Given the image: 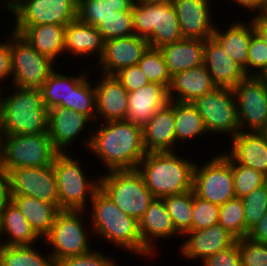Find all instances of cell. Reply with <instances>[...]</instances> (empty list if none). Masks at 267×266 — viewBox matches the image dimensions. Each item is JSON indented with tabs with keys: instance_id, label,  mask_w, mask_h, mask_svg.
Masks as SVG:
<instances>
[{
	"instance_id": "obj_1",
	"label": "cell",
	"mask_w": 267,
	"mask_h": 266,
	"mask_svg": "<svg viewBox=\"0 0 267 266\" xmlns=\"http://www.w3.org/2000/svg\"><path fill=\"white\" fill-rule=\"evenodd\" d=\"M93 133L86 146L105 164L106 171L134 170L147 153L143 143L142 126L127 120L103 123Z\"/></svg>"
},
{
	"instance_id": "obj_2",
	"label": "cell",
	"mask_w": 267,
	"mask_h": 266,
	"mask_svg": "<svg viewBox=\"0 0 267 266\" xmlns=\"http://www.w3.org/2000/svg\"><path fill=\"white\" fill-rule=\"evenodd\" d=\"M195 164L174 151L147 152L136 169L153 196L163 198L192 190Z\"/></svg>"
},
{
	"instance_id": "obj_3",
	"label": "cell",
	"mask_w": 267,
	"mask_h": 266,
	"mask_svg": "<svg viewBox=\"0 0 267 266\" xmlns=\"http://www.w3.org/2000/svg\"><path fill=\"white\" fill-rule=\"evenodd\" d=\"M90 206L94 234L133 254L152 255L143 246L138 220L125 214L100 188L94 193Z\"/></svg>"
},
{
	"instance_id": "obj_4",
	"label": "cell",
	"mask_w": 267,
	"mask_h": 266,
	"mask_svg": "<svg viewBox=\"0 0 267 266\" xmlns=\"http://www.w3.org/2000/svg\"><path fill=\"white\" fill-rule=\"evenodd\" d=\"M12 90L7 97L0 94V135L48 133V109L40 89Z\"/></svg>"
},
{
	"instance_id": "obj_5",
	"label": "cell",
	"mask_w": 267,
	"mask_h": 266,
	"mask_svg": "<svg viewBox=\"0 0 267 266\" xmlns=\"http://www.w3.org/2000/svg\"><path fill=\"white\" fill-rule=\"evenodd\" d=\"M134 35L147 39L149 47L183 39L172 3L156 0H135L132 5Z\"/></svg>"
},
{
	"instance_id": "obj_6",
	"label": "cell",
	"mask_w": 267,
	"mask_h": 266,
	"mask_svg": "<svg viewBox=\"0 0 267 266\" xmlns=\"http://www.w3.org/2000/svg\"><path fill=\"white\" fill-rule=\"evenodd\" d=\"M59 152L48 133L0 135V170L52 165Z\"/></svg>"
},
{
	"instance_id": "obj_7",
	"label": "cell",
	"mask_w": 267,
	"mask_h": 266,
	"mask_svg": "<svg viewBox=\"0 0 267 266\" xmlns=\"http://www.w3.org/2000/svg\"><path fill=\"white\" fill-rule=\"evenodd\" d=\"M69 154L58 153L52 164L58 189V209L86 210L88 200L90 203L94 193L100 188L99 178L86 179L79 159H74Z\"/></svg>"
},
{
	"instance_id": "obj_8",
	"label": "cell",
	"mask_w": 267,
	"mask_h": 266,
	"mask_svg": "<svg viewBox=\"0 0 267 266\" xmlns=\"http://www.w3.org/2000/svg\"><path fill=\"white\" fill-rule=\"evenodd\" d=\"M100 189L127 215L140 220L155 199L141 174L134 170H113L99 177Z\"/></svg>"
},
{
	"instance_id": "obj_9",
	"label": "cell",
	"mask_w": 267,
	"mask_h": 266,
	"mask_svg": "<svg viewBox=\"0 0 267 266\" xmlns=\"http://www.w3.org/2000/svg\"><path fill=\"white\" fill-rule=\"evenodd\" d=\"M83 213L84 210H60L57 213L49 234L44 238L47 246L52 247L53 260L61 261L92 250L86 226L80 219Z\"/></svg>"
},
{
	"instance_id": "obj_10",
	"label": "cell",
	"mask_w": 267,
	"mask_h": 266,
	"mask_svg": "<svg viewBox=\"0 0 267 266\" xmlns=\"http://www.w3.org/2000/svg\"><path fill=\"white\" fill-rule=\"evenodd\" d=\"M192 190L197 197L218 206L235 198L230 156L223 152L200 167L195 164Z\"/></svg>"
},
{
	"instance_id": "obj_11",
	"label": "cell",
	"mask_w": 267,
	"mask_h": 266,
	"mask_svg": "<svg viewBox=\"0 0 267 266\" xmlns=\"http://www.w3.org/2000/svg\"><path fill=\"white\" fill-rule=\"evenodd\" d=\"M11 84L20 88L39 89L56 70L51 58L39 54L19 34L11 32Z\"/></svg>"
},
{
	"instance_id": "obj_12",
	"label": "cell",
	"mask_w": 267,
	"mask_h": 266,
	"mask_svg": "<svg viewBox=\"0 0 267 266\" xmlns=\"http://www.w3.org/2000/svg\"><path fill=\"white\" fill-rule=\"evenodd\" d=\"M202 116L209 134H228L233 138L239 131L237 105L231 88L216 87L212 92L192 102Z\"/></svg>"
},
{
	"instance_id": "obj_13",
	"label": "cell",
	"mask_w": 267,
	"mask_h": 266,
	"mask_svg": "<svg viewBox=\"0 0 267 266\" xmlns=\"http://www.w3.org/2000/svg\"><path fill=\"white\" fill-rule=\"evenodd\" d=\"M233 91L240 131L266 132L267 84L258 76H246Z\"/></svg>"
},
{
	"instance_id": "obj_14",
	"label": "cell",
	"mask_w": 267,
	"mask_h": 266,
	"mask_svg": "<svg viewBox=\"0 0 267 266\" xmlns=\"http://www.w3.org/2000/svg\"><path fill=\"white\" fill-rule=\"evenodd\" d=\"M7 175L9 195L34 197L58 208V189L53 165L16 168Z\"/></svg>"
},
{
	"instance_id": "obj_15",
	"label": "cell",
	"mask_w": 267,
	"mask_h": 266,
	"mask_svg": "<svg viewBox=\"0 0 267 266\" xmlns=\"http://www.w3.org/2000/svg\"><path fill=\"white\" fill-rule=\"evenodd\" d=\"M15 27L67 25L77 19V0H26L13 12Z\"/></svg>"
},
{
	"instance_id": "obj_16",
	"label": "cell",
	"mask_w": 267,
	"mask_h": 266,
	"mask_svg": "<svg viewBox=\"0 0 267 266\" xmlns=\"http://www.w3.org/2000/svg\"><path fill=\"white\" fill-rule=\"evenodd\" d=\"M149 47L147 39L136 35L114 38L104 42L103 54L98 59L105 75H115L121 69L137 65Z\"/></svg>"
},
{
	"instance_id": "obj_17",
	"label": "cell",
	"mask_w": 267,
	"mask_h": 266,
	"mask_svg": "<svg viewBox=\"0 0 267 266\" xmlns=\"http://www.w3.org/2000/svg\"><path fill=\"white\" fill-rule=\"evenodd\" d=\"M209 3V0H176L172 3L183 38L204 41L212 38L216 24H213Z\"/></svg>"
},
{
	"instance_id": "obj_18",
	"label": "cell",
	"mask_w": 267,
	"mask_h": 266,
	"mask_svg": "<svg viewBox=\"0 0 267 266\" xmlns=\"http://www.w3.org/2000/svg\"><path fill=\"white\" fill-rule=\"evenodd\" d=\"M185 236L188 239L180 247L182 255L193 260L200 258L201 262L237 241L234 235L219 224L201 230H191Z\"/></svg>"
},
{
	"instance_id": "obj_19",
	"label": "cell",
	"mask_w": 267,
	"mask_h": 266,
	"mask_svg": "<svg viewBox=\"0 0 267 266\" xmlns=\"http://www.w3.org/2000/svg\"><path fill=\"white\" fill-rule=\"evenodd\" d=\"M95 86V119L100 116L104 122L126 120L128 91L115 75L102 74ZM99 114V115H98Z\"/></svg>"
},
{
	"instance_id": "obj_20",
	"label": "cell",
	"mask_w": 267,
	"mask_h": 266,
	"mask_svg": "<svg viewBox=\"0 0 267 266\" xmlns=\"http://www.w3.org/2000/svg\"><path fill=\"white\" fill-rule=\"evenodd\" d=\"M88 123L91 120L86 115L72 109L57 106L48 110V134L54 148L65 153Z\"/></svg>"
},
{
	"instance_id": "obj_21",
	"label": "cell",
	"mask_w": 267,
	"mask_h": 266,
	"mask_svg": "<svg viewBox=\"0 0 267 266\" xmlns=\"http://www.w3.org/2000/svg\"><path fill=\"white\" fill-rule=\"evenodd\" d=\"M203 65L217 87L233 89L247 76L213 37L204 41Z\"/></svg>"
},
{
	"instance_id": "obj_22",
	"label": "cell",
	"mask_w": 267,
	"mask_h": 266,
	"mask_svg": "<svg viewBox=\"0 0 267 266\" xmlns=\"http://www.w3.org/2000/svg\"><path fill=\"white\" fill-rule=\"evenodd\" d=\"M216 87L208 70L201 65L171 76L168 98L169 101L192 103Z\"/></svg>"
},
{
	"instance_id": "obj_23",
	"label": "cell",
	"mask_w": 267,
	"mask_h": 266,
	"mask_svg": "<svg viewBox=\"0 0 267 266\" xmlns=\"http://www.w3.org/2000/svg\"><path fill=\"white\" fill-rule=\"evenodd\" d=\"M168 102V89L162 84L150 82L128 92L126 120L144 126Z\"/></svg>"
},
{
	"instance_id": "obj_24",
	"label": "cell",
	"mask_w": 267,
	"mask_h": 266,
	"mask_svg": "<svg viewBox=\"0 0 267 266\" xmlns=\"http://www.w3.org/2000/svg\"><path fill=\"white\" fill-rule=\"evenodd\" d=\"M227 153L236 163L267 175V132L239 131Z\"/></svg>"
},
{
	"instance_id": "obj_25",
	"label": "cell",
	"mask_w": 267,
	"mask_h": 266,
	"mask_svg": "<svg viewBox=\"0 0 267 266\" xmlns=\"http://www.w3.org/2000/svg\"><path fill=\"white\" fill-rule=\"evenodd\" d=\"M174 122V101H169L142 126L146 152L173 151L175 145Z\"/></svg>"
},
{
	"instance_id": "obj_26",
	"label": "cell",
	"mask_w": 267,
	"mask_h": 266,
	"mask_svg": "<svg viewBox=\"0 0 267 266\" xmlns=\"http://www.w3.org/2000/svg\"><path fill=\"white\" fill-rule=\"evenodd\" d=\"M138 222L143 246L152 255L156 249L153 245L154 240L180 235L175 230L163 198H155Z\"/></svg>"
},
{
	"instance_id": "obj_27",
	"label": "cell",
	"mask_w": 267,
	"mask_h": 266,
	"mask_svg": "<svg viewBox=\"0 0 267 266\" xmlns=\"http://www.w3.org/2000/svg\"><path fill=\"white\" fill-rule=\"evenodd\" d=\"M65 26L55 24L17 26L13 32L25 39L39 54L55 62L58 55L65 52Z\"/></svg>"
},
{
	"instance_id": "obj_28",
	"label": "cell",
	"mask_w": 267,
	"mask_h": 266,
	"mask_svg": "<svg viewBox=\"0 0 267 266\" xmlns=\"http://www.w3.org/2000/svg\"><path fill=\"white\" fill-rule=\"evenodd\" d=\"M104 39L96 27L76 19L65 26L64 51L86 58L95 53L100 57L104 50ZM95 52V53H94ZM78 55V56H77Z\"/></svg>"
},
{
	"instance_id": "obj_29",
	"label": "cell",
	"mask_w": 267,
	"mask_h": 266,
	"mask_svg": "<svg viewBox=\"0 0 267 266\" xmlns=\"http://www.w3.org/2000/svg\"><path fill=\"white\" fill-rule=\"evenodd\" d=\"M159 49L171 76L203 65L204 40L183 38Z\"/></svg>"
},
{
	"instance_id": "obj_30",
	"label": "cell",
	"mask_w": 267,
	"mask_h": 266,
	"mask_svg": "<svg viewBox=\"0 0 267 266\" xmlns=\"http://www.w3.org/2000/svg\"><path fill=\"white\" fill-rule=\"evenodd\" d=\"M215 27L212 37L223 47L230 58L235 61L247 75L248 47L255 32L252 21L232 23L226 31Z\"/></svg>"
},
{
	"instance_id": "obj_31",
	"label": "cell",
	"mask_w": 267,
	"mask_h": 266,
	"mask_svg": "<svg viewBox=\"0 0 267 266\" xmlns=\"http://www.w3.org/2000/svg\"><path fill=\"white\" fill-rule=\"evenodd\" d=\"M9 199L26 217L35 234L44 239L49 234L55 217L60 210L52 203H47L34 197L9 195Z\"/></svg>"
},
{
	"instance_id": "obj_32",
	"label": "cell",
	"mask_w": 267,
	"mask_h": 266,
	"mask_svg": "<svg viewBox=\"0 0 267 266\" xmlns=\"http://www.w3.org/2000/svg\"><path fill=\"white\" fill-rule=\"evenodd\" d=\"M8 235L2 245L31 246L38 240V236L31 229L26 217L9 199L0 214V237Z\"/></svg>"
},
{
	"instance_id": "obj_33",
	"label": "cell",
	"mask_w": 267,
	"mask_h": 266,
	"mask_svg": "<svg viewBox=\"0 0 267 266\" xmlns=\"http://www.w3.org/2000/svg\"><path fill=\"white\" fill-rule=\"evenodd\" d=\"M87 72L79 76H69V95L66 109H72L95 121V85L89 81ZM93 85V86H92Z\"/></svg>"
},
{
	"instance_id": "obj_34",
	"label": "cell",
	"mask_w": 267,
	"mask_h": 266,
	"mask_svg": "<svg viewBox=\"0 0 267 266\" xmlns=\"http://www.w3.org/2000/svg\"><path fill=\"white\" fill-rule=\"evenodd\" d=\"M135 0H77V19L88 25L98 24L114 12L132 10Z\"/></svg>"
},
{
	"instance_id": "obj_35",
	"label": "cell",
	"mask_w": 267,
	"mask_h": 266,
	"mask_svg": "<svg viewBox=\"0 0 267 266\" xmlns=\"http://www.w3.org/2000/svg\"><path fill=\"white\" fill-rule=\"evenodd\" d=\"M175 144L208 134L202 116L192 103L174 101Z\"/></svg>"
},
{
	"instance_id": "obj_36",
	"label": "cell",
	"mask_w": 267,
	"mask_h": 266,
	"mask_svg": "<svg viewBox=\"0 0 267 266\" xmlns=\"http://www.w3.org/2000/svg\"><path fill=\"white\" fill-rule=\"evenodd\" d=\"M175 230L183 237L191 231L193 213V190L178 195L163 197Z\"/></svg>"
},
{
	"instance_id": "obj_37",
	"label": "cell",
	"mask_w": 267,
	"mask_h": 266,
	"mask_svg": "<svg viewBox=\"0 0 267 266\" xmlns=\"http://www.w3.org/2000/svg\"><path fill=\"white\" fill-rule=\"evenodd\" d=\"M34 246H8L0 247L1 266H48L52 256L42 255Z\"/></svg>"
},
{
	"instance_id": "obj_38",
	"label": "cell",
	"mask_w": 267,
	"mask_h": 266,
	"mask_svg": "<svg viewBox=\"0 0 267 266\" xmlns=\"http://www.w3.org/2000/svg\"><path fill=\"white\" fill-rule=\"evenodd\" d=\"M218 224L223 226L237 239L248 235L249 230L245 226L242 198L235 197L219 206Z\"/></svg>"
},
{
	"instance_id": "obj_39",
	"label": "cell",
	"mask_w": 267,
	"mask_h": 266,
	"mask_svg": "<svg viewBox=\"0 0 267 266\" xmlns=\"http://www.w3.org/2000/svg\"><path fill=\"white\" fill-rule=\"evenodd\" d=\"M39 89L43 104L48 110L57 106L66 108L69 95V75L65 76L54 70Z\"/></svg>"
},
{
	"instance_id": "obj_40",
	"label": "cell",
	"mask_w": 267,
	"mask_h": 266,
	"mask_svg": "<svg viewBox=\"0 0 267 266\" xmlns=\"http://www.w3.org/2000/svg\"><path fill=\"white\" fill-rule=\"evenodd\" d=\"M138 65L149 82L162 84L168 89L171 82V75L159 48L148 47L143 53Z\"/></svg>"
},
{
	"instance_id": "obj_41",
	"label": "cell",
	"mask_w": 267,
	"mask_h": 266,
	"mask_svg": "<svg viewBox=\"0 0 267 266\" xmlns=\"http://www.w3.org/2000/svg\"><path fill=\"white\" fill-rule=\"evenodd\" d=\"M230 165L233 172L235 197L243 198L254 189L267 184V175L256 171L251 167L242 166L230 157Z\"/></svg>"
},
{
	"instance_id": "obj_42",
	"label": "cell",
	"mask_w": 267,
	"mask_h": 266,
	"mask_svg": "<svg viewBox=\"0 0 267 266\" xmlns=\"http://www.w3.org/2000/svg\"><path fill=\"white\" fill-rule=\"evenodd\" d=\"M132 10L114 12L113 15L103 19L97 30L100 32L104 41L134 35Z\"/></svg>"
},
{
	"instance_id": "obj_43",
	"label": "cell",
	"mask_w": 267,
	"mask_h": 266,
	"mask_svg": "<svg viewBox=\"0 0 267 266\" xmlns=\"http://www.w3.org/2000/svg\"><path fill=\"white\" fill-rule=\"evenodd\" d=\"M245 226L250 230L267 212V184L254 189L242 198Z\"/></svg>"
},
{
	"instance_id": "obj_44",
	"label": "cell",
	"mask_w": 267,
	"mask_h": 266,
	"mask_svg": "<svg viewBox=\"0 0 267 266\" xmlns=\"http://www.w3.org/2000/svg\"><path fill=\"white\" fill-rule=\"evenodd\" d=\"M219 206L197 197L193 191V213L191 230H201L217 225Z\"/></svg>"
},
{
	"instance_id": "obj_45",
	"label": "cell",
	"mask_w": 267,
	"mask_h": 266,
	"mask_svg": "<svg viewBox=\"0 0 267 266\" xmlns=\"http://www.w3.org/2000/svg\"><path fill=\"white\" fill-rule=\"evenodd\" d=\"M242 266H267V244L249 239H237Z\"/></svg>"
},
{
	"instance_id": "obj_46",
	"label": "cell",
	"mask_w": 267,
	"mask_h": 266,
	"mask_svg": "<svg viewBox=\"0 0 267 266\" xmlns=\"http://www.w3.org/2000/svg\"><path fill=\"white\" fill-rule=\"evenodd\" d=\"M267 66V44L254 32L248 47L247 76H258Z\"/></svg>"
},
{
	"instance_id": "obj_47",
	"label": "cell",
	"mask_w": 267,
	"mask_h": 266,
	"mask_svg": "<svg viewBox=\"0 0 267 266\" xmlns=\"http://www.w3.org/2000/svg\"><path fill=\"white\" fill-rule=\"evenodd\" d=\"M115 77L128 92L137 90L150 83L138 64L121 69L115 74Z\"/></svg>"
},
{
	"instance_id": "obj_48",
	"label": "cell",
	"mask_w": 267,
	"mask_h": 266,
	"mask_svg": "<svg viewBox=\"0 0 267 266\" xmlns=\"http://www.w3.org/2000/svg\"><path fill=\"white\" fill-rule=\"evenodd\" d=\"M64 266H117V264L100 251L90 250L89 252L65 258L61 260Z\"/></svg>"
},
{
	"instance_id": "obj_49",
	"label": "cell",
	"mask_w": 267,
	"mask_h": 266,
	"mask_svg": "<svg viewBox=\"0 0 267 266\" xmlns=\"http://www.w3.org/2000/svg\"><path fill=\"white\" fill-rule=\"evenodd\" d=\"M202 263L203 266H242L237 241L229 248L206 258Z\"/></svg>"
},
{
	"instance_id": "obj_50",
	"label": "cell",
	"mask_w": 267,
	"mask_h": 266,
	"mask_svg": "<svg viewBox=\"0 0 267 266\" xmlns=\"http://www.w3.org/2000/svg\"><path fill=\"white\" fill-rule=\"evenodd\" d=\"M7 42L0 43V82L12 78V60H11V36L8 35Z\"/></svg>"
},
{
	"instance_id": "obj_51",
	"label": "cell",
	"mask_w": 267,
	"mask_h": 266,
	"mask_svg": "<svg viewBox=\"0 0 267 266\" xmlns=\"http://www.w3.org/2000/svg\"><path fill=\"white\" fill-rule=\"evenodd\" d=\"M247 237L257 242L267 244V212L250 230Z\"/></svg>"
},
{
	"instance_id": "obj_52",
	"label": "cell",
	"mask_w": 267,
	"mask_h": 266,
	"mask_svg": "<svg viewBox=\"0 0 267 266\" xmlns=\"http://www.w3.org/2000/svg\"><path fill=\"white\" fill-rule=\"evenodd\" d=\"M233 3L244 8L251 9V12L257 11V15H266L267 13V0H231ZM260 12V13H259Z\"/></svg>"
},
{
	"instance_id": "obj_53",
	"label": "cell",
	"mask_w": 267,
	"mask_h": 266,
	"mask_svg": "<svg viewBox=\"0 0 267 266\" xmlns=\"http://www.w3.org/2000/svg\"><path fill=\"white\" fill-rule=\"evenodd\" d=\"M254 16L250 20L253 23L254 30L267 44V16L255 14Z\"/></svg>"
},
{
	"instance_id": "obj_54",
	"label": "cell",
	"mask_w": 267,
	"mask_h": 266,
	"mask_svg": "<svg viewBox=\"0 0 267 266\" xmlns=\"http://www.w3.org/2000/svg\"><path fill=\"white\" fill-rule=\"evenodd\" d=\"M9 200L8 175L5 171L0 170V214L5 203Z\"/></svg>"
},
{
	"instance_id": "obj_55",
	"label": "cell",
	"mask_w": 267,
	"mask_h": 266,
	"mask_svg": "<svg viewBox=\"0 0 267 266\" xmlns=\"http://www.w3.org/2000/svg\"><path fill=\"white\" fill-rule=\"evenodd\" d=\"M4 1L6 2V10L11 11L13 13L15 9L18 8L26 0H3V2Z\"/></svg>"
},
{
	"instance_id": "obj_56",
	"label": "cell",
	"mask_w": 267,
	"mask_h": 266,
	"mask_svg": "<svg viewBox=\"0 0 267 266\" xmlns=\"http://www.w3.org/2000/svg\"><path fill=\"white\" fill-rule=\"evenodd\" d=\"M258 77L267 84V66L263 69V71L258 75Z\"/></svg>"
},
{
	"instance_id": "obj_57",
	"label": "cell",
	"mask_w": 267,
	"mask_h": 266,
	"mask_svg": "<svg viewBox=\"0 0 267 266\" xmlns=\"http://www.w3.org/2000/svg\"><path fill=\"white\" fill-rule=\"evenodd\" d=\"M48 266H64L63 263L59 260H53L48 264Z\"/></svg>"
},
{
	"instance_id": "obj_58",
	"label": "cell",
	"mask_w": 267,
	"mask_h": 266,
	"mask_svg": "<svg viewBox=\"0 0 267 266\" xmlns=\"http://www.w3.org/2000/svg\"><path fill=\"white\" fill-rule=\"evenodd\" d=\"M156 1H162V2H166V3H173L176 0H156Z\"/></svg>"
},
{
	"instance_id": "obj_59",
	"label": "cell",
	"mask_w": 267,
	"mask_h": 266,
	"mask_svg": "<svg viewBox=\"0 0 267 266\" xmlns=\"http://www.w3.org/2000/svg\"><path fill=\"white\" fill-rule=\"evenodd\" d=\"M0 239H1V237H0ZM2 241H3V238H2V240L0 241V247L2 246V243H1Z\"/></svg>"
}]
</instances>
